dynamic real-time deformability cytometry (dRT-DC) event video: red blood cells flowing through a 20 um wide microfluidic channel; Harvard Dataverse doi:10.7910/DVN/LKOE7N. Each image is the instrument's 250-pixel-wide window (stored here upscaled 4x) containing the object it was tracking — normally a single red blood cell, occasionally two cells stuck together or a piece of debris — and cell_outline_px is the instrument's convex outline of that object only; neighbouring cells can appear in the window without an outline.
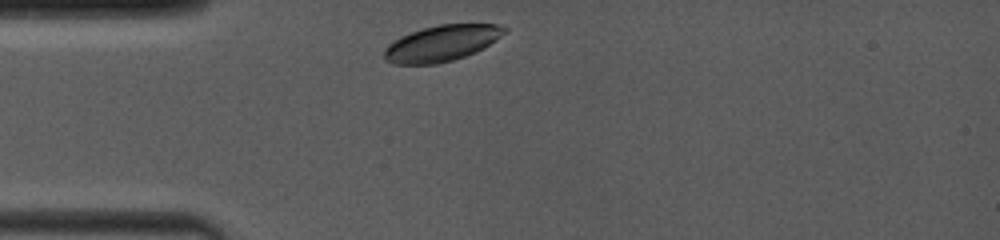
{"species": "common noctule bat (a hibernating species)", "species_latin": "Nyctalus noctula", "temperature_condition": "room temperature", "stored_images_in_passage": 2, "camera_frame_rate_fps": 4000, "um_per_image_px": 0.085, "animal": {"sex": "female", "body_mass_g": 19.0, "forearm_length_mm": 53.3}, "frame": {"image": 1, "passage_image": 1, "time_ms": 0.0, "image_size_px": [1000, 240], "cell_outline_px": [[508, 28], [500, 36], [488, 44], [464, 56], [452, 60], [436, 64], [392, 64], [384, 60], [384, 48], [392, 40], [400, 36], [424, 28], [440, 24], [496, 24]], "centroid_in_image_um": [37.45, 3.68], "position_along_channel_um": 47.5, "area_um2": 24.85}}